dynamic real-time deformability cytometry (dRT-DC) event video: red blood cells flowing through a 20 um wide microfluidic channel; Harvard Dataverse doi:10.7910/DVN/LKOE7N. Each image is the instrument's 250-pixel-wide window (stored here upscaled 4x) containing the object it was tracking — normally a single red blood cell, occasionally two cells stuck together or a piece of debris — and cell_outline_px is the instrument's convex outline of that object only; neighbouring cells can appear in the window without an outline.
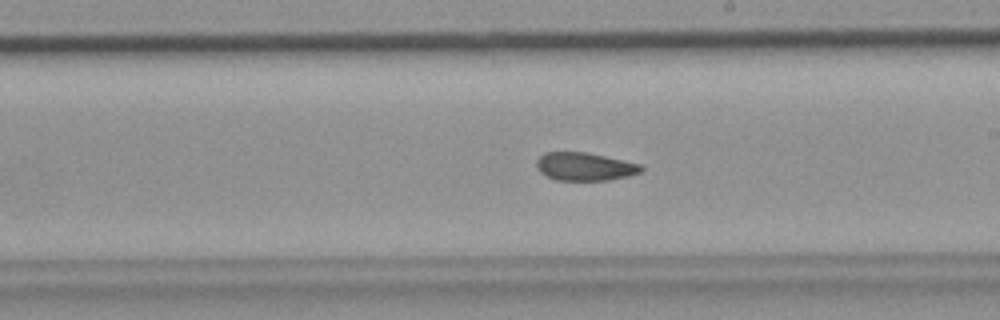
{"species": "common noctule bat (a hibernating species)", "species_latin": "Nyctalus noctula", "temperature_condition": "room temperature", "stored_images_in_passage": 49, "camera_frame_rate_fps": 3000, "um_per_image_px": 0.085, "animal": {"sex": "female", "body_mass_g": 19.9}, "frame": {"image": 1, "passage_image": 28, "time_ms": 9.0, "image_size_px": [1000, 320], "cell_outline_px": [[644, 168], [640, 172], [628, 176], [608, 180], [556, 180], [540, 172], [536, 164], [536, 160], [544, 152], [588, 152], [640, 164]], "centroid_in_image_um": [49.69, 14.15], "position_along_channel_um": 239.3, "area_um2": 17.05}}